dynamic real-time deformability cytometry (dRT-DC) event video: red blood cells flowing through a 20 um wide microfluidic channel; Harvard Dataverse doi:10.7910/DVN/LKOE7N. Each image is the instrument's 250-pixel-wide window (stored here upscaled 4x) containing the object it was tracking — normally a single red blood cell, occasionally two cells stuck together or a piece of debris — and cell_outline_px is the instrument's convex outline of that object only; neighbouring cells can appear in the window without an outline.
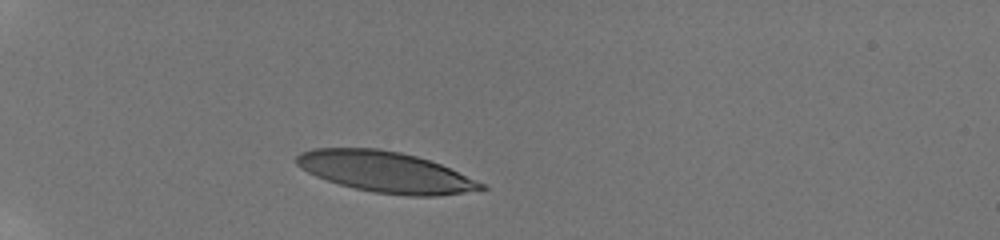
{"species": "human", "species_latin": "Homo sapiens", "temperature_condition": "room temperature", "stored_images_in_passage": 14, "camera_frame_rate_fps": 3000, "um_per_image_px": 0.085, "donor": {"sex": "male"}, "frame": {"image": 1, "passage_image": 1, "time_ms": 0.0, "image_size_px": [1000, 240], "cell_outline_px": [[488, 188], [464, 192], [436, 196], [408, 196], [372, 192], [340, 184], [316, 176], [300, 168], [296, 164], [296, 156], [300, 152], [312, 148], [380, 148], [400, 152], [416, 156], [440, 164], [484, 184]], "centroid_in_image_um": [32.72, 14.61], "position_along_channel_um": 52.3, "area_um2": 43.58}}
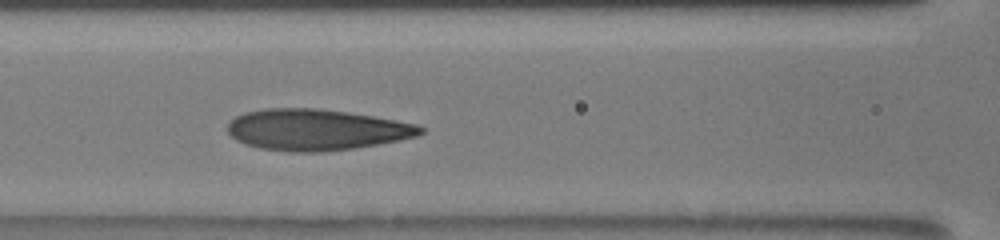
{"frame": {"image": 2, "passage_image": 5, "time_ms": 3.333, "image_size_px": [1000, 240], "cell_outline_px": [[424, 132], [416, 136], [400, 140], [352, 148], [324, 152], [288, 152], [260, 148], [244, 144], [236, 140], [228, 132], [228, 124], [236, 116], [244, 112], [264, 108], [320, 108], [372, 116], [396, 120], [416, 124], [424, 128]], "centroid_in_image_um": [26.86, 11.03], "position_along_channel_um": 139.7, "area_um2": 46.24}}
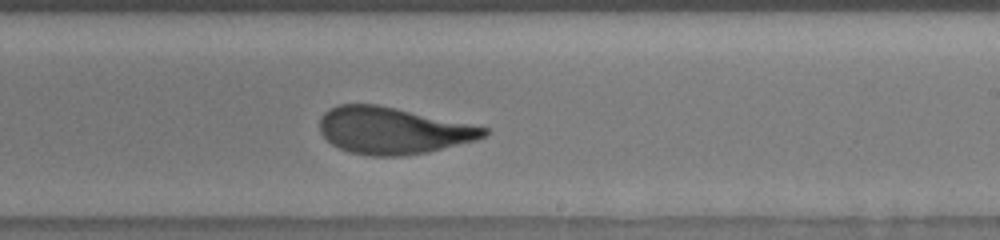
{"frame": {"image": 3, "passage_image": 14, "time_ms": 6.333, "image_size_px": [1000, 240], "cell_outline_px": [[492, 132], [476, 140], [428, 152], [404, 156], [372, 156], [348, 152], [332, 144], [320, 132], [320, 116], [328, 108], [340, 104], [376, 104], [396, 108], [488, 128]], "centroid_in_image_um": [33.37, 11.1], "position_along_channel_um": 255.6, "area_um2": 44.68}}